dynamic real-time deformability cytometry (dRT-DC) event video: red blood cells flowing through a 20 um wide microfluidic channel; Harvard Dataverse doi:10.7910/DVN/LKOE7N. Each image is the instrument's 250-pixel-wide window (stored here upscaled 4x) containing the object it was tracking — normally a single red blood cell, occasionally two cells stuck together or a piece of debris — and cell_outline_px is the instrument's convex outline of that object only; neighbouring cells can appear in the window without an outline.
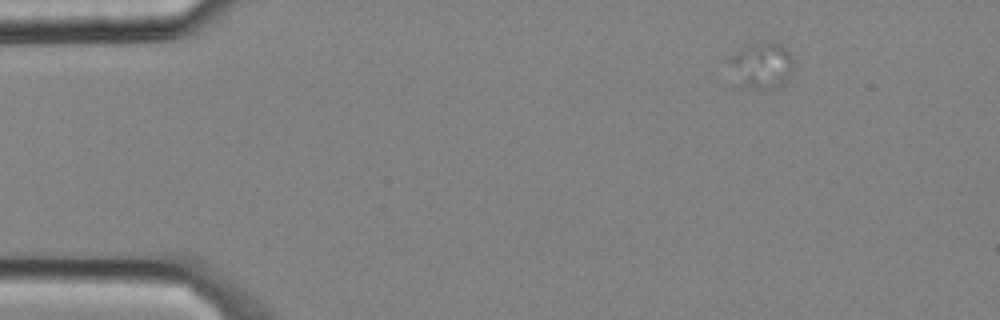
{"species": "common noctule bat (a hibernating species)", "species_latin": "Nyctalus noctula", "temperature_condition": "cold", "stored_images_in_passage": 4, "camera_frame_rate_fps": 3000, "um_per_image_px": 0.085, "animal": {"sex": "male", "body_mass_g": 20.4}, "frame": {"image": 1, "passage_image": 1, "time_ms": 0.0, "image_size_px": [1000, 320], "cell_outline_px": [[792, 68], [780, 84], [776, 88], [764, 92], [752, 88], [744, 84], [728, 60], [736, 52], [748, 44], [764, 40], [772, 40], [788, 48], [792, 56]], "centroid_in_image_um": [64.81, 5.49], "position_along_channel_um": 20.2, "area_um2": 16.82}}
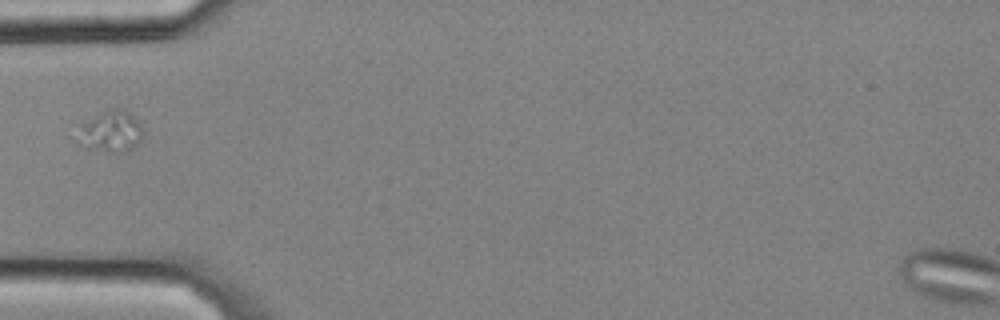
{"frame": {"image": 2, "passage_image": 3, "time_ms": 0.667, "image_size_px": [1000, 320], "cell_outline_px": [[140, 140], [132, 148], [116, 152], [108, 152], [92, 144], [80, 124], [112, 108], [116, 108], [128, 112], [140, 124]], "centroid_in_image_um": [9.6, 11.1], "position_along_channel_um": 75.4, "area_um2": 13.47}}
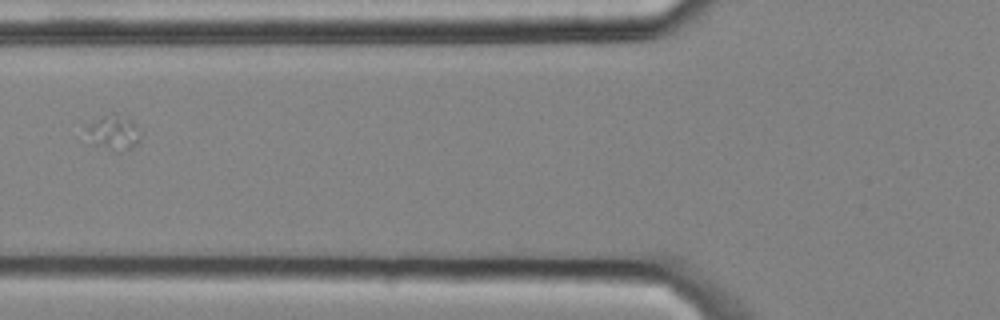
{"frame": {"image": 3, "passage_image": 4, "time_ms": 1.0, "image_size_px": [1000, 320], "cell_outline_px": [[140, 140], [132, 148], [120, 152], [116, 152], [96, 144], [88, 140], [88, 128], [92, 124], [104, 116], [132, 120], [136, 124], [140, 136]], "centroid_in_image_um": [9.71, 11.37], "position_along_channel_um": 116.1, "area_um2": 10.12}}